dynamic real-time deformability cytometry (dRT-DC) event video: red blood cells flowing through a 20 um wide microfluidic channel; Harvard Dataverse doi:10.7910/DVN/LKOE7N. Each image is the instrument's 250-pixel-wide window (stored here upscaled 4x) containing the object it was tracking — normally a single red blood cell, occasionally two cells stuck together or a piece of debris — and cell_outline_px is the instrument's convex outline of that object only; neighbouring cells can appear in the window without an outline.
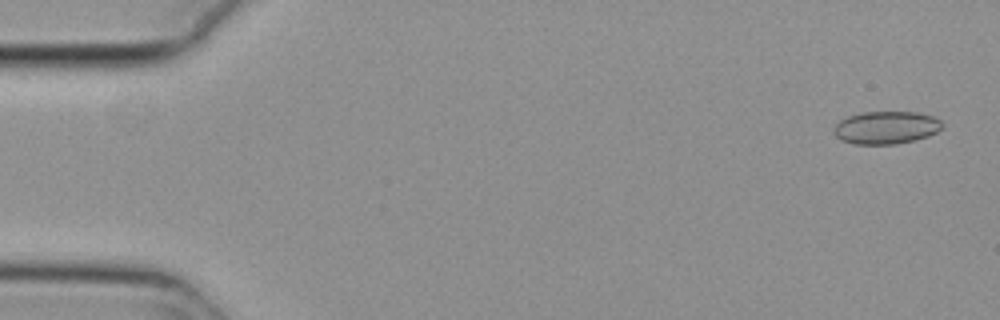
{"species": "common noctule bat (a hibernating species)", "species_latin": "Nyctalus noctula", "temperature_condition": "cold", "stored_images_in_passage": 11, "camera_frame_rate_fps": 3000, "um_per_image_px": 0.085, "animal": {"sex": "female", "body_mass_g": 29.2, "forearm_length_mm": 56.3}, "frame": {"image": 1, "passage_image": 2, "time_ms": 0.333, "image_size_px": [1000, 320], "cell_outline_px": [[944, 124], [936, 132], [928, 136], [896, 144], [856, 144], [840, 140], [832, 132], [832, 128], [840, 120], [848, 116], [860, 112], [916, 112], [932, 116], [940, 120]], "centroid_in_image_um": [75.27, 10.84], "position_along_channel_um": 9.7, "area_um2": 20.69}}